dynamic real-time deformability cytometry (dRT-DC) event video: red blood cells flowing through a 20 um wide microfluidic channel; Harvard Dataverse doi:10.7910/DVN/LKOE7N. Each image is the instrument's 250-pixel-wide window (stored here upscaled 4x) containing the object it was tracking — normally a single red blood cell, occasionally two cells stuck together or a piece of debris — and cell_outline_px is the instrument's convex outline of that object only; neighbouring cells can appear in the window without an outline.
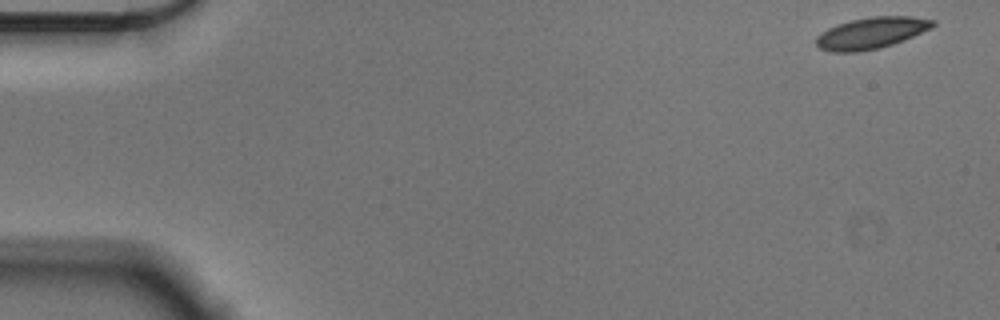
{"species": "Egyptian fruit bat (a non-hibernating species)", "species_latin": "Rousettus aegyptiacus", "temperature_condition": "cold", "stored_images_in_passage": 55, "camera_frame_rate_fps": 3000, "um_per_image_px": 0.085, "animal": {"sex": "male"}, "frame": {"image": 1, "passage_image": 1, "time_ms": 0.0, "image_size_px": [1000, 320], "cell_outline_px": [[936, 24], [932, 28], [904, 40], [880, 48], [856, 52], [832, 52], [820, 48], [816, 44], [816, 36], [828, 28], [836, 24], [852, 20], [872, 16], [912, 16], [936, 20]], "centroid_in_image_um": [74.08, 2.8], "position_along_channel_um": 10.9, "area_um2": 21.44}}
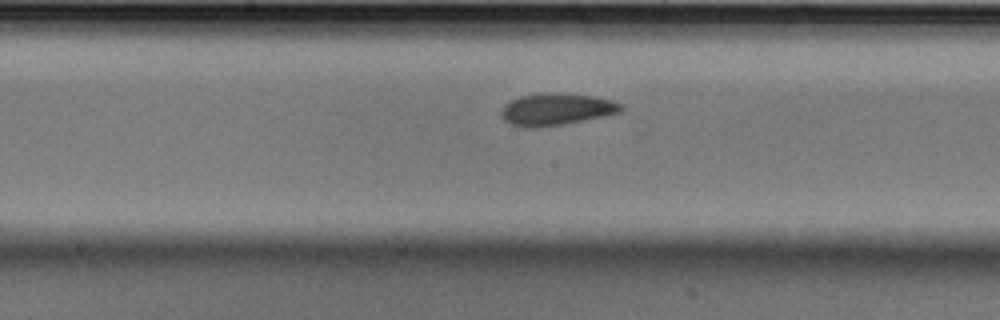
{"frame": {"image": 2, "passage_image": 28, "time_ms": 9.0, "image_size_px": [1000, 320], "cell_outline_px": [[624, 108], [620, 112], [564, 124], [532, 128], [524, 128], [512, 124], [504, 120], [500, 112], [504, 104], [520, 96], [540, 92], [560, 92], [592, 96], [612, 100], [624, 104]], "centroid_in_image_um": [47.27, 9.27], "position_along_channel_um": 200.9, "area_um2": 22.48}}
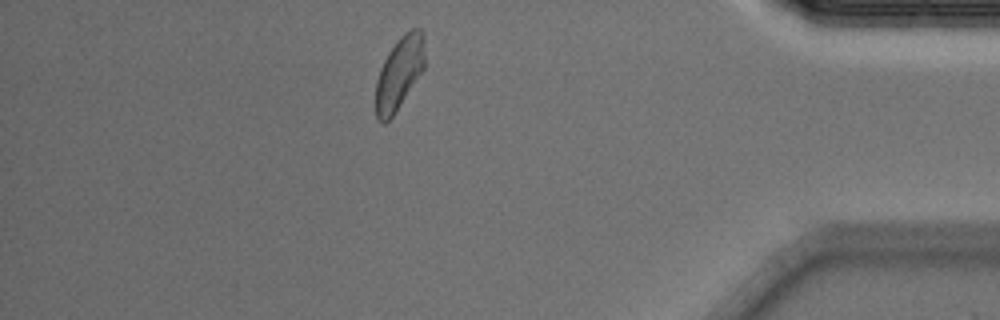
{"frame": {"image": 3, "passage_image": 48, "time_ms": 15.667, "image_size_px": [1000, 320], "cell_outline_px": [[424, 68], [392, 116], [384, 124], [380, 124], [376, 120], [376, 80], [380, 68], [388, 52], [396, 40], [404, 32], [412, 28], [420, 28], [424, 32]], "centroid_in_image_um": [33.92, 6.18], "position_along_channel_um": 401.3, "area_um2": 20.75}, "authors_computed_cell_mechanics": {"area_um2": 21.5016, "velocity_mm_per_s": 3.5576, "shape_relaxation_time_tau1_ms": 3.8325, "shape_relaxation_time_tau2_ms": 2.5494, "deformation_change_tau1": 0.096, "deformation_change_tau2": 0.0658}}